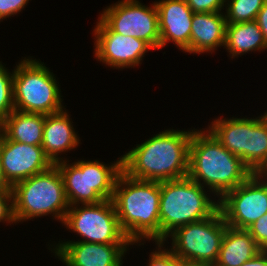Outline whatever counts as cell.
I'll return each mask as SVG.
<instances>
[{"label": "cell", "instance_id": "ac0fdd59", "mask_svg": "<svg viewBox=\"0 0 267 266\" xmlns=\"http://www.w3.org/2000/svg\"><path fill=\"white\" fill-rule=\"evenodd\" d=\"M262 249L247 229L226 227L219 256L215 266H241L256 256Z\"/></svg>", "mask_w": 267, "mask_h": 266}, {"label": "cell", "instance_id": "83f0119b", "mask_svg": "<svg viewBox=\"0 0 267 266\" xmlns=\"http://www.w3.org/2000/svg\"><path fill=\"white\" fill-rule=\"evenodd\" d=\"M194 13L221 12L225 0H186Z\"/></svg>", "mask_w": 267, "mask_h": 266}, {"label": "cell", "instance_id": "4fadbf2b", "mask_svg": "<svg viewBox=\"0 0 267 266\" xmlns=\"http://www.w3.org/2000/svg\"><path fill=\"white\" fill-rule=\"evenodd\" d=\"M0 154L5 178L11 186L54 165L42 146L9 140L1 131Z\"/></svg>", "mask_w": 267, "mask_h": 266}, {"label": "cell", "instance_id": "cb8c5ba5", "mask_svg": "<svg viewBox=\"0 0 267 266\" xmlns=\"http://www.w3.org/2000/svg\"><path fill=\"white\" fill-rule=\"evenodd\" d=\"M0 62V123L15 110L13 100V77Z\"/></svg>", "mask_w": 267, "mask_h": 266}, {"label": "cell", "instance_id": "d6a6232c", "mask_svg": "<svg viewBox=\"0 0 267 266\" xmlns=\"http://www.w3.org/2000/svg\"><path fill=\"white\" fill-rule=\"evenodd\" d=\"M184 266H215L213 264H200V263H185Z\"/></svg>", "mask_w": 267, "mask_h": 266}, {"label": "cell", "instance_id": "8fae6325", "mask_svg": "<svg viewBox=\"0 0 267 266\" xmlns=\"http://www.w3.org/2000/svg\"><path fill=\"white\" fill-rule=\"evenodd\" d=\"M99 17L112 31L146 42L153 50L160 48L158 12L137 0H122L104 9Z\"/></svg>", "mask_w": 267, "mask_h": 266}, {"label": "cell", "instance_id": "6da1fadb", "mask_svg": "<svg viewBox=\"0 0 267 266\" xmlns=\"http://www.w3.org/2000/svg\"><path fill=\"white\" fill-rule=\"evenodd\" d=\"M192 133L172 129L156 134L122 156L123 172L159 182L186 177Z\"/></svg>", "mask_w": 267, "mask_h": 266}, {"label": "cell", "instance_id": "e0dca14e", "mask_svg": "<svg viewBox=\"0 0 267 266\" xmlns=\"http://www.w3.org/2000/svg\"><path fill=\"white\" fill-rule=\"evenodd\" d=\"M226 18L220 12L194 13L190 36V54L214 51L225 46Z\"/></svg>", "mask_w": 267, "mask_h": 266}, {"label": "cell", "instance_id": "4316f807", "mask_svg": "<svg viewBox=\"0 0 267 266\" xmlns=\"http://www.w3.org/2000/svg\"><path fill=\"white\" fill-rule=\"evenodd\" d=\"M1 221L16 223L13 211L12 190H0V222Z\"/></svg>", "mask_w": 267, "mask_h": 266}, {"label": "cell", "instance_id": "8992f818", "mask_svg": "<svg viewBox=\"0 0 267 266\" xmlns=\"http://www.w3.org/2000/svg\"><path fill=\"white\" fill-rule=\"evenodd\" d=\"M63 178L70 206L97 204L111 200L116 181L123 171L122 156L112 165L99 161H78L69 165L66 160L55 163Z\"/></svg>", "mask_w": 267, "mask_h": 266}, {"label": "cell", "instance_id": "ffe728a7", "mask_svg": "<svg viewBox=\"0 0 267 266\" xmlns=\"http://www.w3.org/2000/svg\"><path fill=\"white\" fill-rule=\"evenodd\" d=\"M229 152L242 159L247 166L249 119H216L208 129Z\"/></svg>", "mask_w": 267, "mask_h": 266}, {"label": "cell", "instance_id": "1f68e13d", "mask_svg": "<svg viewBox=\"0 0 267 266\" xmlns=\"http://www.w3.org/2000/svg\"><path fill=\"white\" fill-rule=\"evenodd\" d=\"M11 189L12 186L7 182L5 178V174L1 163V154H0V190H11Z\"/></svg>", "mask_w": 267, "mask_h": 266}, {"label": "cell", "instance_id": "5bb4252c", "mask_svg": "<svg viewBox=\"0 0 267 266\" xmlns=\"http://www.w3.org/2000/svg\"><path fill=\"white\" fill-rule=\"evenodd\" d=\"M128 245L67 241L57 244L54 252L66 266H122Z\"/></svg>", "mask_w": 267, "mask_h": 266}, {"label": "cell", "instance_id": "5b68a950", "mask_svg": "<svg viewBox=\"0 0 267 266\" xmlns=\"http://www.w3.org/2000/svg\"><path fill=\"white\" fill-rule=\"evenodd\" d=\"M13 211L16 222L52 214L62 223L70 205L63 178L54 164L12 186Z\"/></svg>", "mask_w": 267, "mask_h": 266}, {"label": "cell", "instance_id": "3957f363", "mask_svg": "<svg viewBox=\"0 0 267 266\" xmlns=\"http://www.w3.org/2000/svg\"><path fill=\"white\" fill-rule=\"evenodd\" d=\"M206 133L201 130L192 133L187 176L203 187L207 185L221 198L253 173L241 158L229 152L209 130Z\"/></svg>", "mask_w": 267, "mask_h": 266}, {"label": "cell", "instance_id": "52a82bcc", "mask_svg": "<svg viewBox=\"0 0 267 266\" xmlns=\"http://www.w3.org/2000/svg\"><path fill=\"white\" fill-rule=\"evenodd\" d=\"M16 66L13 70L15 110L45 115L63 110L56 78L44 63L25 58Z\"/></svg>", "mask_w": 267, "mask_h": 266}, {"label": "cell", "instance_id": "4dcf8cb0", "mask_svg": "<svg viewBox=\"0 0 267 266\" xmlns=\"http://www.w3.org/2000/svg\"><path fill=\"white\" fill-rule=\"evenodd\" d=\"M241 266H267V250H262L249 261L244 262Z\"/></svg>", "mask_w": 267, "mask_h": 266}, {"label": "cell", "instance_id": "d6986e66", "mask_svg": "<svg viewBox=\"0 0 267 266\" xmlns=\"http://www.w3.org/2000/svg\"><path fill=\"white\" fill-rule=\"evenodd\" d=\"M45 116L14 110L0 123V131L9 140L41 146Z\"/></svg>", "mask_w": 267, "mask_h": 266}, {"label": "cell", "instance_id": "277c9868", "mask_svg": "<svg viewBox=\"0 0 267 266\" xmlns=\"http://www.w3.org/2000/svg\"><path fill=\"white\" fill-rule=\"evenodd\" d=\"M205 187L186 176L160 182V242L176 228L209 218L219 210V200L209 198Z\"/></svg>", "mask_w": 267, "mask_h": 266}, {"label": "cell", "instance_id": "f1b7e54d", "mask_svg": "<svg viewBox=\"0 0 267 266\" xmlns=\"http://www.w3.org/2000/svg\"><path fill=\"white\" fill-rule=\"evenodd\" d=\"M28 2L29 0H0V20L21 12Z\"/></svg>", "mask_w": 267, "mask_h": 266}, {"label": "cell", "instance_id": "f546056e", "mask_svg": "<svg viewBox=\"0 0 267 266\" xmlns=\"http://www.w3.org/2000/svg\"><path fill=\"white\" fill-rule=\"evenodd\" d=\"M263 33V37L267 43V0H265L263 7L258 12L255 20Z\"/></svg>", "mask_w": 267, "mask_h": 266}, {"label": "cell", "instance_id": "30bf717a", "mask_svg": "<svg viewBox=\"0 0 267 266\" xmlns=\"http://www.w3.org/2000/svg\"><path fill=\"white\" fill-rule=\"evenodd\" d=\"M265 180L267 174L253 173L245 182L219 199V210L228 226L247 229L267 213Z\"/></svg>", "mask_w": 267, "mask_h": 266}, {"label": "cell", "instance_id": "484cf974", "mask_svg": "<svg viewBox=\"0 0 267 266\" xmlns=\"http://www.w3.org/2000/svg\"><path fill=\"white\" fill-rule=\"evenodd\" d=\"M247 230L257 245L262 250H267V213L255 221Z\"/></svg>", "mask_w": 267, "mask_h": 266}, {"label": "cell", "instance_id": "9a60e30c", "mask_svg": "<svg viewBox=\"0 0 267 266\" xmlns=\"http://www.w3.org/2000/svg\"><path fill=\"white\" fill-rule=\"evenodd\" d=\"M158 12L160 48L173 41L184 52L190 53V36L194 12L186 0L155 2Z\"/></svg>", "mask_w": 267, "mask_h": 266}, {"label": "cell", "instance_id": "7a4b0ae2", "mask_svg": "<svg viewBox=\"0 0 267 266\" xmlns=\"http://www.w3.org/2000/svg\"><path fill=\"white\" fill-rule=\"evenodd\" d=\"M120 228L133 243L160 242V182L135 179L123 171L112 196Z\"/></svg>", "mask_w": 267, "mask_h": 266}, {"label": "cell", "instance_id": "7c38bea8", "mask_svg": "<svg viewBox=\"0 0 267 266\" xmlns=\"http://www.w3.org/2000/svg\"><path fill=\"white\" fill-rule=\"evenodd\" d=\"M94 34L95 57L116 69L136 67L144 54L152 49L141 39L115 33L100 18L94 28Z\"/></svg>", "mask_w": 267, "mask_h": 266}, {"label": "cell", "instance_id": "2e32d148", "mask_svg": "<svg viewBox=\"0 0 267 266\" xmlns=\"http://www.w3.org/2000/svg\"><path fill=\"white\" fill-rule=\"evenodd\" d=\"M78 144V135L66 110L45 116L41 146L53 164L62 160L58 153L74 149Z\"/></svg>", "mask_w": 267, "mask_h": 266}, {"label": "cell", "instance_id": "603a6c76", "mask_svg": "<svg viewBox=\"0 0 267 266\" xmlns=\"http://www.w3.org/2000/svg\"><path fill=\"white\" fill-rule=\"evenodd\" d=\"M225 2H227L226 8L228 7L225 14L226 23L233 24L256 20L265 0H225Z\"/></svg>", "mask_w": 267, "mask_h": 266}, {"label": "cell", "instance_id": "d4e9b609", "mask_svg": "<svg viewBox=\"0 0 267 266\" xmlns=\"http://www.w3.org/2000/svg\"><path fill=\"white\" fill-rule=\"evenodd\" d=\"M158 251L152 252L149 256L148 266H184L181 261L170 249H162L163 242H156Z\"/></svg>", "mask_w": 267, "mask_h": 266}, {"label": "cell", "instance_id": "44dd1931", "mask_svg": "<svg viewBox=\"0 0 267 266\" xmlns=\"http://www.w3.org/2000/svg\"><path fill=\"white\" fill-rule=\"evenodd\" d=\"M231 58L243 55L248 51H261L267 49V43L263 37L257 22H238L226 24L225 46Z\"/></svg>", "mask_w": 267, "mask_h": 266}, {"label": "cell", "instance_id": "9c48e42d", "mask_svg": "<svg viewBox=\"0 0 267 266\" xmlns=\"http://www.w3.org/2000/svg\"><path fill=\"white\" fill-rule=\"evenodd\" d=\"M70 206L63 220L64 226L81 237L83 242L101 244H131L120 228L112 200L97 204Z\"/></svg>", "mask_w": 267, "mask_h": 266}, {"label": "cell", "instance_id": "7402d4cb", "mask_svg": "<svg viewBox=\"0 0 267 266\" xmlns=\"http://www.w3.org/2000/svg\"><path fill=\"white\" fill-rule=\"evenodd\" d=\"M247 167L252 173L267 174V111L249 119Z\"/></svg>", "mask_w": 267, "mask_h": 266}, {"label": "cell", "instance_id": "ba28073f", "mask_svg": "<svg viewBox=\"0 0 267 266\" xmlns=\"http://www.w3.org/2000/svg\"><path fill=\"white\" fill-rule=\"evenodd\" d=\"M227 224L218 210L207 219L176 228L171 251L185 263L215 264Z\"/></svg>", "mask_w": 267, "mask_h": 266}]
</instances>
